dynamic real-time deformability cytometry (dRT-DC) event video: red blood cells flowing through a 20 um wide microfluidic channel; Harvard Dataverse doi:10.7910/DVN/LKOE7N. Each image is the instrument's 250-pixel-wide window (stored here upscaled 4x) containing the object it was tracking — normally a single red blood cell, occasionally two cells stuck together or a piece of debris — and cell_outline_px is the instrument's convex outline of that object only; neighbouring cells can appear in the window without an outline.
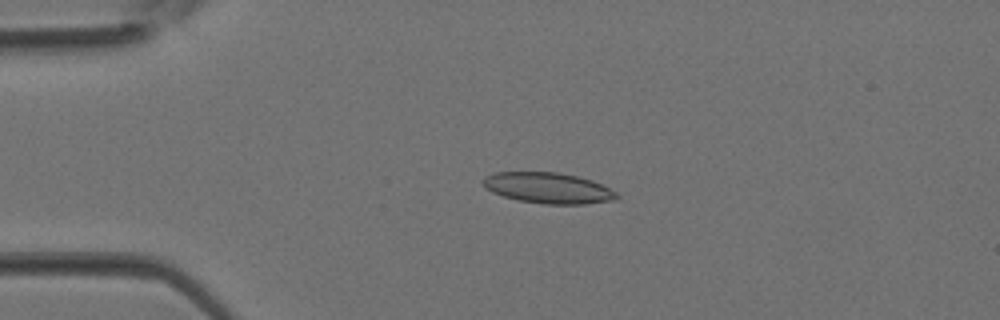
{"species": "Egyptian fruit bat (a non-hibernating species)", "species_latin": "Rousettus aegyptiacus", "temperature_condition": "room temperature", "stored_images_in_passage": 3, "camera_frame_rate_fps": 3000, "um_per_image_px": 0.085, "animal": {"sex": "female"}, "frame": {"image": 1, "passage_image": 2, "time_ms": 0.333, "image_size_px": [1000, 320], "cell_outline_px": [[620, 196], [612, 200], [584, 204], [544, 204], [520, 200], [504, 196], [492, 192], [480, 180], [484, 176], [496, 172], [560, 172], [592, 180], [616, 192]], "centroid_in_image_um": [46.58, 15.97], "position_along_channel_um": 38.4, "area_um2": 23.81}}
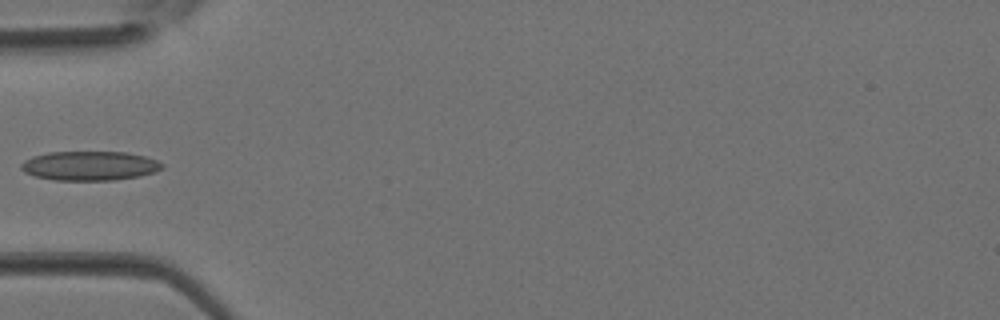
{"frame": {"image": 2, "passage_image": 3, "time_ms": 0.667, "image_size_px": [1000, 320], "cell_outline_px": [[164, 168], [156, 172], [140, 176], [116, 180], [52, 180], [36, 176], [24, 172], [20, 168], [20, 164], [24, 160], [32, 156], [48, 152], [128, 152], [144, 156], [156, 160], [164, 164]], "centroid_in_image_um": [7.63, 14.09], "position_along_channel_um": 77.4, "area_um2": 24.28}}